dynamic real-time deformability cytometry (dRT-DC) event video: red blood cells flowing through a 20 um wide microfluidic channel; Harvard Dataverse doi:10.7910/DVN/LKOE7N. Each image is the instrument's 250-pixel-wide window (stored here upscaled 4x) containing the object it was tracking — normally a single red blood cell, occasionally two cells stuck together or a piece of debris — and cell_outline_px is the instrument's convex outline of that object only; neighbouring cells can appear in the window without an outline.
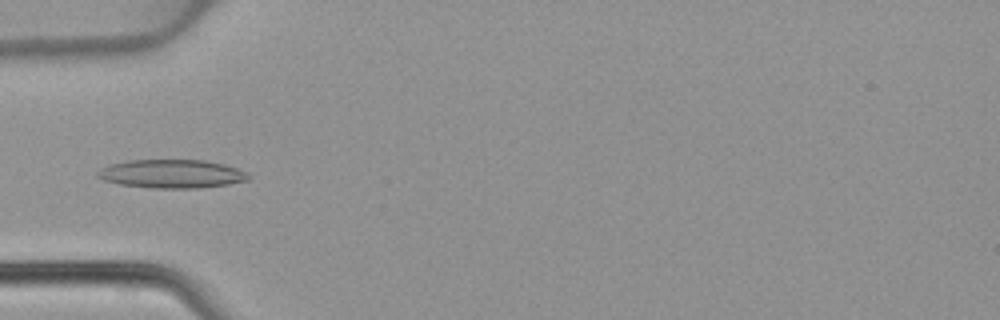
{"species": "common noctule bat (a hibernating species)", "species_latin": "Nyctalus noctula", "temperature_condition": "warm", "stored_images_in_passage": 4, "camera_frame_rate_fps": 3000, "um_per_image_px": 0.085, "animal": {"sex": "female", "body_mass_g": 22.7, "forearm_length_mm": 54.2}, "frame": {"image": 1, "passage_image": 2, "time_ms": 0.333, "image_size_px": [1000, 320], "cell_outline_px": [[252, 176], [248, 180], [228, 184], [200, 188], [152, 188], [120, 184], [104, 180], [96, 176], [96, 172], [100, 168], [112, 164], [128, 160], [204, 160], [224, 164], [248, 172]], "centroid_in_image_um": [14.62, 14.77], "position_along_channel_um": 70.4, "area_um2": 25.14}}